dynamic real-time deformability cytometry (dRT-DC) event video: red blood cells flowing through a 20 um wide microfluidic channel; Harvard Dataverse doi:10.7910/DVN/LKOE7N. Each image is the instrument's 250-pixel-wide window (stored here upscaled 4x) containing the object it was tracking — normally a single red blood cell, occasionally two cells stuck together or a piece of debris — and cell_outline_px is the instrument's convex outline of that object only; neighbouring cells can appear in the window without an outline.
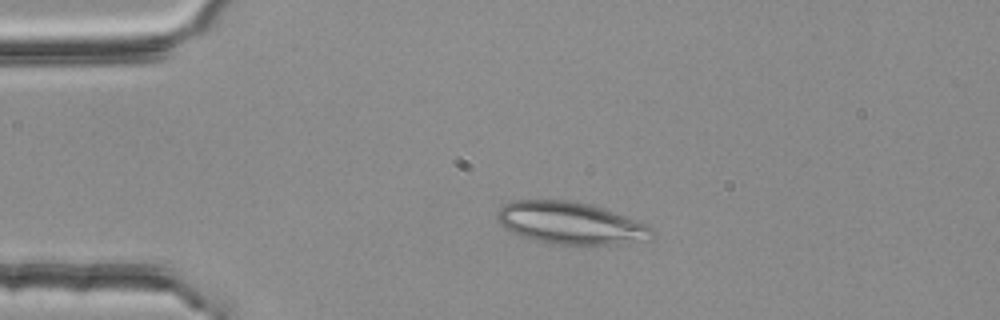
{"species": "common noctule bat (a hibernating species)", "species_latin": "Nyctalus noctula", "temperature_condition": "room temperature", "stored_images_in_passage": 43, "camera_frame_rate_fps": 3000, "um_per_image_px": 0.085, "animal": {"sex": "female", "body_mass_g": 25.1}, "frame": {"image": 1, "passage_image": 8, "time_ms": 2.333, "image_size_px": [1000, 320], "cell_outline_px": [[652, 240], [620, 244], [560, 244], [536, 240], [520, 236], [504, 228], [500, 224], [496, 216], [500, 208], [504, 204], [512, 200], [568, 200], [588, 204], [624, 216], [644, 224], [652, 228]], "centroid_in_image_um": [48.46, 18.97], "position_along_channel_um": 36.5, "area_um2": 37.57}}
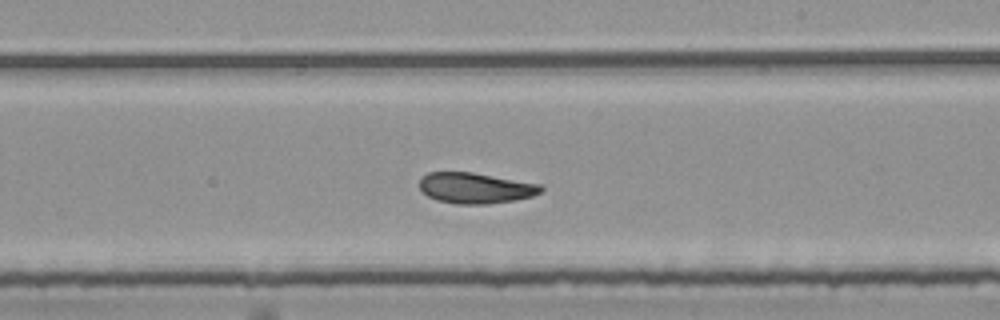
{"frame": {"image": 2, "passage_image": 28, "time_ms": 9.0, "image_size_px": [1000, 320], "cell_outline_px": [[544, 188], [540, 192], [532, 196], [512, 200], [488, 204], [456, 204], [436, 200], [428, 196], [420, 188], [420, 176], [428, 172], [472, 172], [540, 184]], "centroid_in_image_um": [40.38, 15.98], "position_along_channel_um": 248.6, "area_um2": 21.68}}
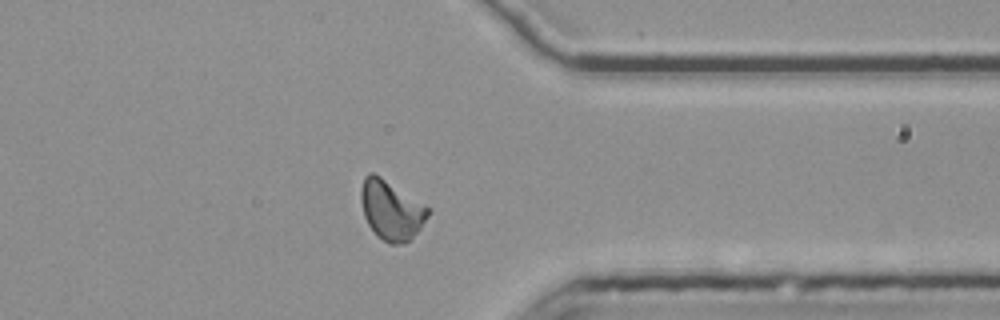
{"frame": {"image": 3, "passage_image": 39, "time_ms": 12.667, "image_size_px": [1000, 320], "cell_outline_px": [[432, 212], [420, 228], [404, 244], [388, 244], [376, 236], [368, 224], [364, 216], [360, 200], [360, 188], [364, 176], [368, 172], [372, 172], [380, 176], [428, 208]], "centroid_in_image_um": [33.21, 17.87], "position_along_channel_um": 378.2, "area_um2": 23.06}, "authors_computed_cell_mechanics": {"area_um2": 22.7154, "velocity_mm_per_s": 3.7494, "shape_relaxation_time_tau1_ms": null, "shape_relaxation_time_tau2_ms": 3.4356, "deformation_change_tau1": null, "deformation_change_tau2": 0.0961}}